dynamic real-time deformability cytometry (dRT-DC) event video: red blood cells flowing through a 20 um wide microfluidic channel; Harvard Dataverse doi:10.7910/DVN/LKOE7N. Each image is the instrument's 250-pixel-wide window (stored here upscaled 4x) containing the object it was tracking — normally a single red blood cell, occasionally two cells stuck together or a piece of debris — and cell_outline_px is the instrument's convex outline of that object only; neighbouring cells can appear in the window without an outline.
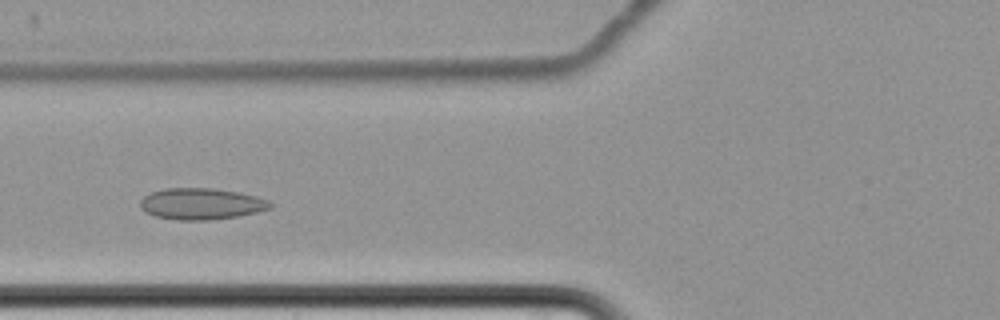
{"species": "common noctule bat (a hibernating species)", "species_latin": "Nyctalus noctula", "temperature_condition": "cold", "stored_images_in_passage": 7, "camera_frame_rate_fps": 3000, "um_per_image_px": 0.085, "animal": {"sex": "female", "body_mass_g": 22.7, "forearm_length_mm": 54.2}, "frame": {"image": 1, "passage_image": 5, "time_ms": 5.0, "image_size_px": [1000, 320], "cell_outline_px": [[272, 208], [256, 212], [236, 216], [208, 220], [176, 220], [156, 216], [140, 208], [140, 200], [144, 196], [152, 192], [164, 188], [212, 188], [236, 192], [256, 196], [268, 200], [272, 204]], "centroid_in_image_um": [17.1, 17.32], "position_along_channel_um": 108.7, "area_um2": 23.58}}
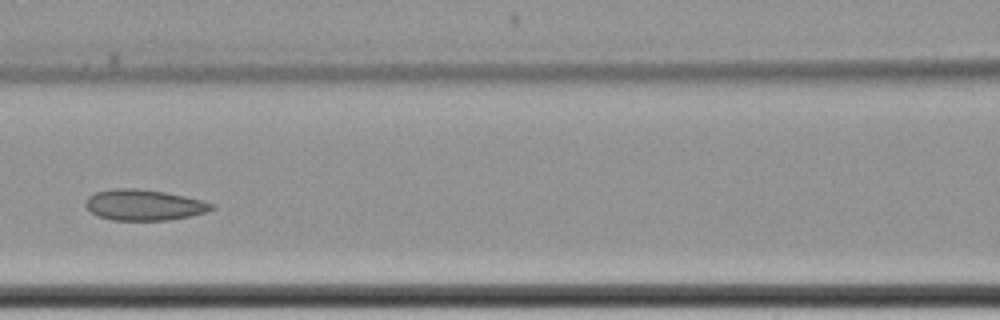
{"frame": {"image": 2, "passage_image": 6, "time_ms": 6.333, "image_size_px": [1000, 320], "cell_outline_px": [[216, 208], [208, 212], [168, 220], [112, 220], [100, 216], [92, 212], [84, 204], [88, 196], [96, 192], [112, 188], [136, 188], [164, 192], [184, 196], [200, 200], [212, 204]], "centroid_in_image_um": [12.23, 17.42], "position_along_channel_um": 154.4, "area_um2": 22.48}}
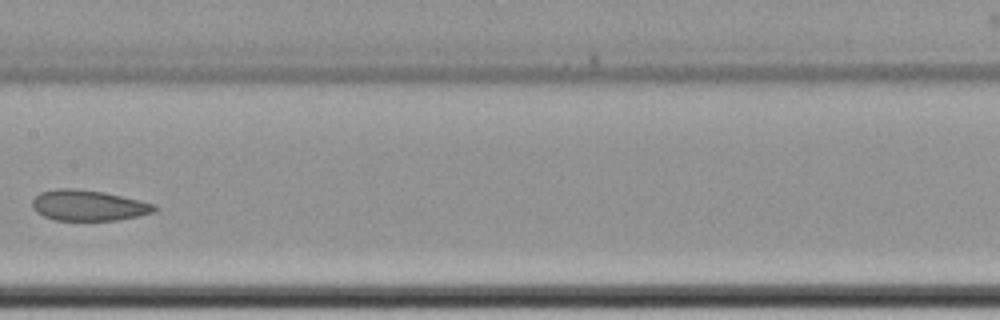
{"frame": {"image": 3, "passage_image": 7, "time_ms": 7.667, "image_size_px": [1000, 320], "cell_outline_px": [[160, 208], [156, 212], [116, 220], [56, 220], [44, 216], [36, 212], [32, 208], [32, 200], [40, 192], [56, 188], [72, 188], [104, 192], [140, 200], [156, 204]], "centroid_in_image_um": [7.53, 17.45], "position_along_channel_um": 199.9, "area_um2": 21.96}}